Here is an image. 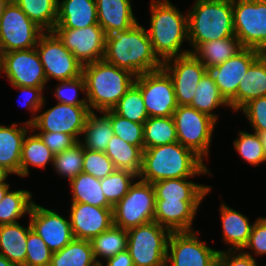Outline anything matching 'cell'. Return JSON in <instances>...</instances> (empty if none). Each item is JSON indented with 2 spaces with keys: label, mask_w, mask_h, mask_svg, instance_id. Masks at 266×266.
Wrapping results in <instances>:
<instances>
[{
  "label": "cell",
  "mask_w": 266,
  "mask_h": 266,
  "mask_svg": "<svg viewBox=\"0 0 266 266\" xmlns=\"http://www.w3.org/2000/svg\"><path fill=\"white\" fill-rule=\"evenodd\" d=\"M243 47L236 36L201 43L192 54L207 70L232 58Z\"/></svg>",
  "instance_id": "4dcf8cb0"
},
{
  "label": "cell",
  "mask_w": 266,
  "mask_h": 266,
  "mask_svg": "<svg viewBox=\"0 0 266 266\" xmlns=\"http://www.w3.org/2000/svg\"><path fill=\"white\" fill-rule=\"evenodd\" d=\"M54 154L31 129L25 136L20 159V177L27 178L34 167L45 169L53 166ZM31 168V169H30Z\"/></svg>",
  "instance_id": "f1b7e54d"
},
{
  "label": "cell",
  "mask_w": 266,
  "mask_h": 266,
  "mask_svg": "<svg viewBox=\"0 0 266 266\" xmlns=\"http://www.w3.org/2000/svg\"><path fill=\"white\" fill-rule=\"evenodd\" d=\"M26 248L25 266H50L53 252L33 229L28 232Z\"/></svg>",
  "instance_id": "7dc6e473"
},
{
  "label": "cell",
  "mask_w": 266,
  "mask_h": 266,
  "mask_svg": "<svg viewBox=\"0 0 266 266\" xmlns=\"http://www.w3.org/2000/svg\"><path fill=\"white\" fill-rule=\"evenodd\" d=\"M194 178H175L153 183L156 200H204L212 186L191 181Z\"/></svg>",
  "instance_id": "484cf974"
},
{
  "label": "cell",
  "mask_w": 266,
  "mask_h": 266,
  "mask_svg": "<svg viewBox=\"0 0 266 266\" xmlns=\"http://www.w3.org/2000/svg\"><path fill=\"white\" fill-rule=\"evenodd\" d=\"M116 170L111 159L105 152L92 151L84 148L83 171L96 179H103Z\"/></svg>",
  "instance_id": "bcb514c9"
},
{
  "label": "cell",
  "mask_w": 266,
  "mask_h": 266,
  "mask_svg": "<svg viewBox=\"0 0 266 266\" xmlns=\"http://www.w3.org/2000/svg\"><path fill=\"white\" fill-rule=\"evenodd\" d=\"M256 133L266 131V96L250 100L240 110Z\"/></svg>",
  "instance_id": "c3c4849f"
},
{
  "label": "cell",
  "mask_w": 266,
  "mask_h": 266,
  "mask_svg": "<svg viewBox=\"0 0 266 266\" xmlns=\"http://www.w3.org/2000/svg\"><path fill=\"white\" fill-rule=\"evenodd\" d=\"M12 174L6 170L3 166L0 165V183H9L7 181L8 177Z\"/></svg>",
  "instance_id": "11a10c76"
},
{
  "label": "cell",
  "mask_w": 266,
  "mask_h": 266,
  "mask_svg": "<svg viewBox=\"0 0 266 266\" xmlns=\"http://www.w3.org/2000/svg\"><path fill=\"white\" fill-rule=\"evenodd\" d=\"M44 32L12 0L0 20V54L34 48Z\"/></svg>",
  "instance_id": "30bf717a"
},
{
  "label": "cell",
  "mask_w": 266,
  "mask_h": 266,
  "mask_svg": "<svg viewBox=\"0 0 266 266\" xmlns=\"http://www.w3.org/2000/svg\"><path fill=\"white\" fill-rule=\"evenodd\" d=\"M127 241V230L115 225L94 237L90 242L97 263L102 264L103 260L127 250Z\"/></svg>",
  "instance_id": "8d00e7d4"
},
{
  "label": "cell",
  "mask_w": 266,
  "mask_h": 266,
  "mask_svg": "<svg viewBox=\"0 0 266 266\" xmlns=\"http://www.w3.org/2000/svg\"><path fill=\"white\" fill-rule=\"evenodd\" d=\"M172 117L178 142L191 149L203 161H209L214 129L218 123L189 105L178 106Z\"/></svg>",
  "instance_id": "8992f818"
},
{
  "label": "cell",
  "mask_w": 266,
  "mask_h": 266,
  "mask_svg": "<svg viewBox=\"0 0 266 266\" xmlns=\"http://www.w3.org/2000/svg\"><path fill=\"white\" fill-rule=\"evenodd\" d=\"M99 25L95 0H58L54 28H85Z\"/></svg>",
  "instance_id": "d4e9b609"
},
{
  "label": "cell",
  "mask_w": 266,
  "mask_h": 266,
  "mask_svg": "<svg viewBox=\"0 0 266 266\" xmlns=\"http://www.w3.org/2000/svg\"><path fill=\"white\" fill-rule=\"evenodd\" d=\"M187 9L188 46L235 36L232 0H194Z\"/></svg>",
  "instance_id": "5b68a950"
},
{
  "label": "cell",
  "mask_w": 266,
  "mask_h": 266,
  "mask_svg": "<svg viewBox=\"0 0 266 266\" xmlns=\"http://www.w3.org/2000/svg\"><path fill=\"white\" fill-rule=\"evenodd\" d=\"M237 132L238 137L234 138L233 146L235 151L240 155L241 160L250 164L252 167L266 163V155L259 133L254 131L249 133L242 129Z\"/></svg>",
  "instance_id": "ab89813d"
},
{
  "label": "cell",
  "mask_w": 266,
  "mask_h": 266,
  "mask_svg": "<svg viewBox=\"0 0 266 266\" xmlns=\"http://www.w3.org/2000/svg\"><path fill=\"white\" fill-rule=\"evenodd\" d=\"M70 204L67 216L76 239L91 241L113 225V207H96L79 202Z\"/></svg>",
  "instance_id": "ffe728a7"
},
{
  "label": "cell",
  "mask_w": 266,
  "mask_h": 266,
  "mask_svg": "<svg viewBox=\"0 0 266 266\" xmlns=\"http://www.w3.org/2000/svg\"><path fill=\"white\" fill-rule=\"evenodd\" d=\"M200 231L171 232L167 244L168 266H218L221 250L211 248L199 237Z\"/></svg>",
  "instance_id": "8fae6325"
},
{
  "label": "cell",
  "mask_w": 266,
  "mask_h": 266,
  "mask_svg": "<svg viewBox=\"0 0 266 266\" xmlns=\"http://www.w3.org/2000/svg\"><path fill=\"white\" fill-rule=\"evenodd\" d=\"M11 188L10 183H0V201L5 196L6 192Z\"/></svg>",
  "instance_id": "9f6ffc18"
},
{
  "label": "cell",
  "mask_w": 266,
  "mask_h": 266,
  "mask_svg": "<svg viewBox=\"0 0 266 266\" xmlns=\"http://www.w3.org/2000/svg\"><path fill=\"white\" fill-rule=\"evenodd\" d=\"M31 125L13 122L11 125L0 124V165L12 175L20 177L21 150L26 134Z\"/></svg>",
  "instance_id": "cb8c5ba5"
},
{
  "label": "cell",
  "mask_w": 266,
  "mask_h": 266,
  "mask_svg": "<svg viewBox=\"0 0 266 266\" xmlns=\"http://www.w3.org/2000/svg\"><path fill=\"white\" fill-rule=\"evenodd\" d=\"M102 266H134L131 256L127 250L116 254L103 261Z\"/></svg>",
  "instance_id": "db71d44e"
},
{
  "label": "cell",
  "mask_w": 266,
  "mask_h": 266,
  "mask_svg": "<svg viewBox=\"0 0 266 266\" xmlns=\"http://www.w3.org/2000/svg\"><path fill=\"white\" fill-rule=\"evenodd\" d=\"M189 106L210 116L217 123L219 122L218 118L220 113L217 114L215 110L219 107H228L231 111L230 104L220 93L219 88L209 71H207L199 81L194 98Z\"/></svg>",
  "instance_id": "f546056e"
},
{
  "label": "cell",
  "mask_w": 266,
  "mask_h": 266,
  "mask_svg": "<svg viewBox=\"0 0 266 266\" xmlns=\"http://www.w3.org/2000/svg\"><path fill=\"white\" fill-rule=\"evenodd\" d=\"M44 31H52L57 21L58 0H13Z\"/></svg>",
  "instance_id": "f35d334b"
},
{
  "label": "cell",
  "mask_w": 266,
  "mask_h": 266,
  "mask_svg": "<svg viewBox=\"0 0 266 266\" xmlns=\"http://www.w3.org/2000/svg\"><path fill=\"white\" fill-rule=\"evenodd\" d=\"M234 33L242 47L266 50V0H232Z\"/></svg>",
  "instance_id": "9c48e42d"
},
{
  "label": "cell",
  "mask_w": 266,
  "mask_h": 266,
  "mask_svg": "<svg viewBox=\"0 0 266 266\" xmlns=\"http://www.w3.org/2000/svg\"><path fill=\"white\" fill-rule=\"evenodd\" d=\"M162 68L172 79L178 106L190 105L207 68L192 53L168 59Z\"/></svg>",
  "instance_id": "d6986e66"
},
{
  "label": "cell",
  "mask_w": 266,
  "mask_h": 266,
  "mask_svg": "<svg viewBox=\"0 0 266 266\" xmlns=\"http://www.w3.org/2000/svg\"><path fill=\"white\" fill-rule=\"evenodd\" d=\"M86 97L91 111L111 110L135 83L136 76L104 59L83 66Z\"/></svg>",
  "instance_id": "277c9868"
},
{
  "label": "cell",
  "mask_w": 266,
  "mask_h": 266,
  "mask_svg": "<svg viewBox=\"0 0 266 266\" xmlns=\"http://www.w3.org/2000/svg\"><path fill=\"white\" fill-rule=\"evenodd\" d=\"M263 53L253 48L243 47L232 58L224 63L217 65L208 71L214 78V82L219 88L220 93L230 104L232 112L236 115V94L242 77L248 68Z\"/></svg>",
  "instance_id": "e0dca14e"
},
{
  "label": "cell",
  "mask_w": 266,
  "mask_h": 266,
  "mask_svg": "<svg viewBox=\"0 0 266 266\" xmlns=\"http://www.w3.org/2000/svg\"><path fill=\"white\" fill-rule=\"evenodd\" d=\"M155 204L153 184L137 178L127 194L113 207V225L128 231L153 222Z\"/></svg>",
  "instance_id": "52a82bcc"
},
{
  "label": "cell",
  "mask_w": 266,
  "mask_h": 266,
  "mask_svg": "<svg viewBox=\"0 0 266 266\" xmlns=\"http://www.w3.org/2000/svg\"><path fill=\"white\" fill-rule=\"evenodd\" d=\"M259 263L242 250H221L218 255V266H259Z\"/></svg>",
  "instance_id": "f5cc1de1"
},
{
  "label": "cell",
  "mask_w": 266,
  "mask_h": 266,
  "mask_svg": "<svg viewBox=\"0 0 266 266\" xmlns=\"http://www.w3.org/2000/svg\"><path fill=\"white\" fill-rule=\"evenodd\" d=\"M91 242L74 238L63 249L53 252L50 266H97Z\"/></svg>",
  "instance_id": "836d02e7"
},
{
  "label": "cell",
  "mask_w": 266,
  "mask_h": 266,
  "mask_svg": "<svg viewBox=\"0 0 266 266\" xmlns=\"http://www.w3.org/2000/svg\"><path fill=\"white\" fill-rule=\"evenodd\" d=\"M98 24L107 35L125 31L138 23L132 0H95Z\"/></svg>",
  "instance_id": "7402d4cb"
},
{
  "label": "cell",
  "mask_w": 266,
  "mask_h": 266,
  "mask_svg": "<svg viewBox=\"0 0 266 266\" xmlns=\"http://www.w3.org/2000/svg\"><path fill=\"white\" fill-rule=\"evenodd\" d=\"M259 136L261 138L262 144H263V148H264V153L266 155V131L259 133Z\"/></svg>",
  "instance_id": "91938a15"
},
{
  "label": "cell",
  "mask_w": 266,
  "mask_h": 266,
  "mask_svg": "<svg viewBox=\"0 0 266 266\" xmlns=\"http://www.w3.org/2000/svg\"><path fill=\"white\" fill-rule=\"evenodd\" d=\"M137 178L138 176L130 171L116 169L110 175L100 179L107 202L114 207L127 194Z\"/></svg>",
  "instance_id": "7bdbcfd3"
},
{
  "label": "cell",
  "mask_w": 266,
  "mask_h": 266,
  "mask_svg": "<svg viewBox=\"0 0 266 266\" xmlns=\"http://www.w3.org/2000/svg\"><path fill=\"white\" fill-rule=\"evenodd\" d=\"M28 221L52 252L63 249L74 239L69 216L64 217L57 209L43 207L34 202Z\"/></svg>",
  "instance_id": "ac0fdd59"
},
{
  "label": "cell",
  "mask_w": 266,
  "mask_h": 266,
  "mask_svg": "<svg viewBox=\"0 0 266 266\" xmlns=\"http://www.w3.org/2000/svg\"><path fill=\"white\" fill-rule=\"evenodd\" d=\"M112 110L130 121L144 123L148 118L140 88L134 83Z\"/></svg>",
  "instance_id": "b9f144b4"
},
{
  "label": "cell",
  "mask_w": 266,
  "mask_h": 266,
  "mask_svg": "<svg viewBox=\"0 0 266 266\" xmlns=\"http://www.w3.org/2000/svg\"><path fill=\"white\" fill-rule=\"evenodd\" d=\"M103 112L110 118L114 135L131 145L138 146L142 151L144 150V123L130 121L117 115L112 109Z\"/></svg>",
  "instance_id": "ee69618b"
},
{
  "label": "cell",
  "mask_w": 266,
  "mask_h": 266,
  "mask_svg": "<svg viewBox=\"0 0 266 266\" xmlns=\"http://www.w3.org/2000/svg\"><path fill=\"white\" fill-rule=\"evenodd\" d=\"M0 266H19V265L10 262L7 258L0 255Z\"/></svg>",
  "instance_id": "680465c9"
},
{
  "label": "cell",
  "mask_w": 266,
  "mask_h": 266,
  "mask_svg": "<svg viewBox=\"0 0 266 266\" xmlns=\"http://www.w3.org/2000/svg\"><path fill=\"white\" fill-rule=\"evenodd\" d=\"M149 5L150 21L146 30L158 59L163 63L189 54V48H182L188 42L187 12H181L171 0H151Z\"/></svg>",
  "instance_id": "7a4b0ae2"
},
{
  "label": "cell",
  "mask_w": 266,
  "mask_h": 266,
  "mask_svg": "<svg viewBox=\"0 0 266 266\" xmlns=\"http://www.w3.org/2000/svg\"><path fill=\"white\" fill-rule=\"evenodd\" d=\"M142 150L113 135L105 150L117 170L130 171L137 176L142 168Z\"/></svg>",
  "instance_id": "d6a6232c"
},
{
  "label": "cell",
  "mask_w": 266,
  "mask_h": 266,
  "mask_svg": "<svg viewBox=\"0 0 266 266\" xmlns=\"http://www.w3.org/2000/svg\"><path fill=\"white\" fill-rule=\"evenodd\" d=\"M52 96L58 103L69 104L74 106H88L86 97V87L84 77L78 76L70 80L57 81ZM84 96L80 98L79 94Z\"/></svg>",
  "instance_id": "f6af8a7d"
},
{
  "label": "cell",
  "mask_w": 266,
  "mask_h": 266,
  "mask_svg": "<svg viewBox=\"0 0 266 266\" xmlns=\"http://www.w3.org/2000/svg\"><path fill=\"white\" fill-rule=\"evenodd\" d=\"M113 135L110 118L103 111H91L88 114L80 142L86 149L105 152Z\"/></svg>",
  "instance_id": "1f68e13d"
},
{
  "label": "cell",
  "mask_w": 266,
  "mask_h": 266,
  "mask_svg": "<svg viewBox=\"0 0 266 266\" xmlns=\"http://www.w3.org/2000/svg\"><path fill=\"white\" fill-rule=\"evenodd\" d=\"M71 190L70 202L86 203L96 207H112L105 198L100 180L84 172L69 182Z\"/></svg>",
  "instance_id": "e575fe53"
},
{
  "label": "cell",
  "mask_w": 266,
  "mask_h": 266,
  "mask_svg": "<svg viewBox=\"0 0 266 266\" xmlns=\"http://www.w3.org/2000/svg\"><path fill=\"white\" fill-rule=\"evenodd\" d=\"M13 88H15L17 91L21 92V104L22 108H25L31 112V117L24 121L26 124L31 125L37 115V112L39 108L43 105V102L45 100V95L43 94L46 92L45 90H48L47 87H27V86H17V85H11ZM20 96V95H19ZM21 106V105H20Z\"/></svg>",
  "instance_id": "681fc988"
},
{
  "label": "cell",
  "mask_w": 266,
  "mask_h": 266,
  "mask_svg": "<svg viewBox=\"0 0 266 266\" xmlns=\"http://www.w3.org/2000/svg\"><path fill=\"white\" fill-rule=\"evenodd\" d=\"M45 145L52 151V153L58 154L63 150L73 147L79 141L72 135H68L60 132L49 131H34Z\"/></svg>",
  "instance_id": "816d5d0a"
},
{
  "label": "cell",
  "mask_w": 266,
  "mask_h": 266,
  "mask_svg": "<svg viewBox=\"0 0 266 266\" xmlns=\"http://www.w3.org/2000/svg\"><path fill=\"white\" fill-rule=\"evenodd\" d=\"M52 32L83 66L104 59L106 34L100 25L54 28Z\"/></svg>",
  "instance_id": "2e32d148"
},
{
  "label": "cell",
  "mask_w": 266,
  "mask_h": 266,
  "mask_svg": "<svg viewBox=\"0 0 266 266\" xmlns=\"http://www.w3.org/2000/svg\"><path fill=\"white\" fill-rule=\"evenodd\" d=\"M204 200H156L154 221L170 232L195 231V217Z\"/></svg>",
  "instance_id": "44dd1931"
},
{
  "label": "cell",
  "mask_w": 266,
  "mask_h": 266,
  "mask_svg": "<svg viewBox=\"0 0 266 266\" xmlns=\"http://www.w3.org/2000/svg\"><path fill=\"white\" fill-rule=\"evenodd\" d=\"M143 138L144 150L178 142L173 117H149L144 122Z\"/></svg>",
  "instance_id": "74e56055"
},
{
  "label": "cell",
  "mask_w": 266,
  "mask_h": 266,
  "mask_svg": "<svg viewBox=\"0 0 266 266\" xmlns=\"http://www.w3.org/2000/svg\"><path fill=\"white\" fill-rule=\"evenodd\" d=\"M12 0H0V20L6 9V7L10 4Z\"/></svg>",
  "instance_id": "6f0895ef"
},
{
  "label": "cell",
  "mask_w": 266,
  "mask_h": 266,
  "mask_svg": "<svg viewBox=\"0 0 266 266\" xmlns=\"http://www.w3.org/2000/svg\"><path fill=\"white\" fill-rule=\"evenodd\" d=\"M242 251L254 259L266 255V216L256 218L248 242Z\"/></svg>",
  "instance_id": "f907efd6"
},
{
  "label": "cell",
  "mask_w": 266,
  "mask_h": 266,
  "mask_svg": "<svg viewBox=\"0 0 266 266\" xmlns=\"http://www.w3.org/2000/svg\"><path fill=\"white\" fill-rule=\"evenodd\" d=\"M36 50L43 65L47 82L74 79L82 75L83 65L63 45L52 31H45Z\"/></svg>",
  "instance_id": "7c38bea8"
},
{
  "label": "cell",
  "mask_w": 266,
  "mask_h": 266,
  "mask_svg": "<svg viewBox=\"0 0 266 266\" xmlns=\"http://www.w3.org/2000/svg\"><path fill=\"white\" fill-rule=\"evenodd\" d=\"M84 146L79 141L73 147L63 150L61 153L55 154L53 159V170L61 179L75 178L83 171Z\"/></svg>",
  "instance_id": "60d3db41"
},
{
  "label": "cell",
  "mask_w": 266,
  "mask_h": 266,
  "mask_svg": "<svg viewBox=\"0 0 266 266\" xmlns=\"http://www.w3.org/2000/svg\"><path fill=\"white\" fill-rule=\"evenodd\" d=\"M263 55L266 57V50H264Z\"/></svg>",
  "instance_id": "94428289"
},
{
  "label": "cell",
  "mask_w": 266,
  "mask_h": 266,
  "mask_svg": "<svg viewBox=\"0 0 266 266\" xmlns=\"http://www.w3.org/2000/svg\"><path fill=\"white\" fill-rule=\"evenodd\" d=\"M0 74L10 85L47 87L48 82L36 48L0 54Z\"/></svg>",
  "instance_id": "9a60e30c"
},
{
  "label": "cell",
  "mask_w": 266,
  "mask_h": 266,
  "mask_svg": "<svg viewBox=\"0 0 266 266\" xmlns=\"http://www.w3.org/2000/svg\"><path fill=\"white\" fill-rule=\"evenodd\" d=\"M127 251L134 266H163L171 232L153 221L127 231Z\"/></svg>",
  "instance_id": "ba28073f"
},
{
  "label": "cell",
  "mask_w": 266,
  "mask_h": 266,
  "mask_svg": "<svg viewBox=\"0 0 266 266\" xmlns=\"http://www.w3.org/2000/svg\"><path fill=\"white\" fill-rule=\"evenodd\" d=\"M266 96V57L262 54L242 77L236 94V112L250 100Z\"/></svg>",
  "instance_id": "83f0119b"
},
{
  "label": "cell",
  "mask_w": 266,
  "mask_h": 266,
  "mask_svg": "<svg viewBox=\"0 0 266 266\" xmlns=\"http://www.w3.org/2000/svg\"><path fill=\"white\" fill-rule=\"evenodd\" d=\"M214 175L198 155L179 142L151 147L142 152L138 178L151 184L166 179Z\"/></svg>",
  "instance_id": "6da1fadb"
},
{
  "label": "cell",
  "mask_w": 266,
  "mask_h": 266,
  "mask_svg": "<svg viewBox=\"0 0 266 266\" xmlns=\"http://www.w3.org/2000/svg\"><path fill=\"white\" fill-rule=\"evenodd\" d=\"M11 189L6 192L0 201V225L16 223L23 216L28 218L35 202L31 191L27 189Z\"/></svg>",
  "instance_id": "d590c367"
},
{
  "label": "cell",
  "mask_w": 266,
  "mask_h": 266,
  "mask_svg": "<svg viewBox=\"0 0 266 266\" xmlns=\"http://www.w3.org/2000/svg\"><path fill=\"white\" fill-rule=\"evenodd\" d=\"M47 99L39 108L34 122L31 124L33 131L60 132L74 136L81 140L83 130L91 112L89 106H74L55 102L51 108L46 107Z\"/></svg>",
  "instance_id": "4fadbf2b"
},
{
  "label": "cell",
  "mask_w": 266,
  "mask_h": 266,
  "mask_svg": "<svg viewBox=\"0 0 266 266\" xmlns=\"http://www.w3.org/2000/svg\"><path fill=\"white\" fill-rule=\"evenodd\" d=\"M104 60L135 76L163 65L153 51L146 27L139 22L128 30L106 36Z\"/></svg>",
  "instance_id": "3957f363"
},
{
  "label": "cell",
  "mask_w": 266,
  "mask_h": 266,
  "mask_svg": "<svg viewBox=\"0 0 266 266\" xmlns=\"http://www.w3.org/2000/svg\"><path fill=\"white\" fill-rule=\"evenodd\" d=\"M135 84L141 90L149 117L173 116L178 104L172 79L163 68L136 76Z\"/></svg>",
  "instance_id": "5bb4252c"
},
{
  "label": "cell",
  "mask_w": 266,
  "mask_h": 266,
  "mask_svg": "<svg viewBox=\"0 0 266 266\" xmlns=\"http://www.w3.org/2000/svg\"><path fill=\"white\" fill-rule=\"evenodd\" d=\"M219 207L221 238L228 246L223 250H242L248 242L255 220L251 222L247 215L231 208L226 202H221Z\"/></svg>",
  "instance_id": "603a6c76"
},
{
  "label": "cell",
  "mask_w": 266,
  "mask_h": 266,
  "mask_svg": "<svg viewBox=\"0 0 266 266\" xmlns=\"http://www.w3.org/2000/svg\"><path fill=\"white\" fill-rule=\"evenodd\" d=\"M32 229L20 222L0 225V255L19 266H25L28 232Z\"/></svg>",
  "instance_id": "4316f807"
}]
</instances>
